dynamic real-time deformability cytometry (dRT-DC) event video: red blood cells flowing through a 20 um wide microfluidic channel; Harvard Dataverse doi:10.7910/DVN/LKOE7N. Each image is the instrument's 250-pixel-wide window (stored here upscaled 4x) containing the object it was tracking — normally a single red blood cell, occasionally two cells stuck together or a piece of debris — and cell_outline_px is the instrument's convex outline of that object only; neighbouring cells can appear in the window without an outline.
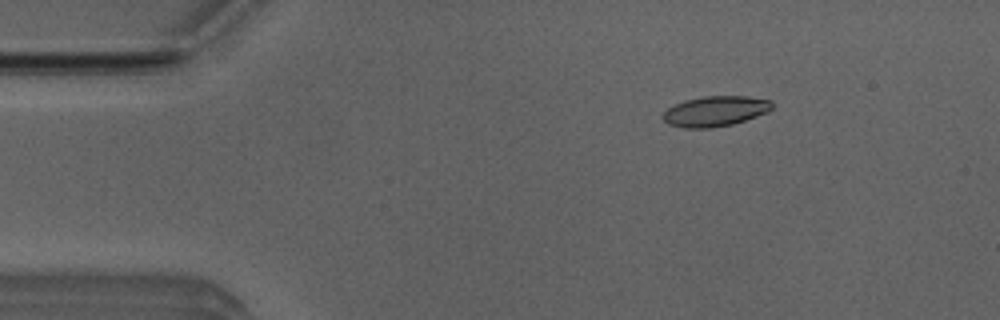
{"species": "Egyptian fruit bat (a non-hibernating species)", "species_latin": "Rousettus aegyptiacus", "temperature_condition": "room temperature", "stored_images_in_passage": 5, "camera_frame_rate_fps": 3000, "um_per_image_px": 0.085, "animal": {"sex": "male"}, "frame": {"image": 1, "passage_image": 2, "time_ms": 0.333, "image_size_px": [1000, 320], "cell_outline_px": [[772, 108], [768, 112], [732, 124], [712, 128], [684, 128], [668, 124], [660, 116], [668, 108], [684, 100], [704, 96], [744, 96], [772, 100]], "centroid_in_image_um": [60.77, 9.45], "position_along_channel_um": 24.2, "area_um2": 19.25}}